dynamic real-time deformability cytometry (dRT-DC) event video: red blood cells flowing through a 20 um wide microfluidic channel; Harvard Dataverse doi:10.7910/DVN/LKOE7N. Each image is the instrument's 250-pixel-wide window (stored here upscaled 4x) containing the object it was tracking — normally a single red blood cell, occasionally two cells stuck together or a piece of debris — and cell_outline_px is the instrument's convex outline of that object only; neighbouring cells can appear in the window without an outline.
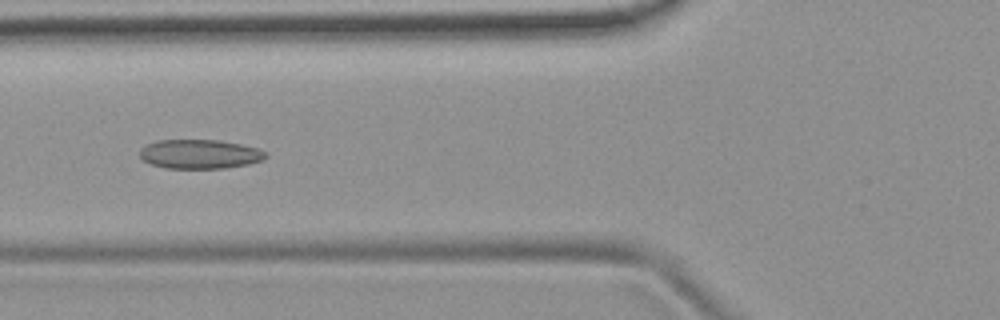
{"species": "common noctule bat (a hibernating species)", "species_latin": "Nyctalus noctula", "temperature_condition": "room temperature", "stored_images_in_passage": 7, "camera_frame_rate_fps": 3000, "um_per_image_px": 0.085, "animal": {"sex": "female", "body_mass_g": 19.9}, "frame": {"image": 1, "passage_image": 5, "time_ms": 1.333, "image_size_px": [1000, 320], "cell_outline_px": [[268, 156], [264, 160], [248, 164], [224, 168], [164, 168], [152, 164], [144, 160], [140, 156], [140, 148], [156, 140], [220, 140], [260, 148], [268, 152]], "centroid_in_image_um": [17.03, 13.09], "position_along_channel_um": 108.8, "area_um2": 21.56}}
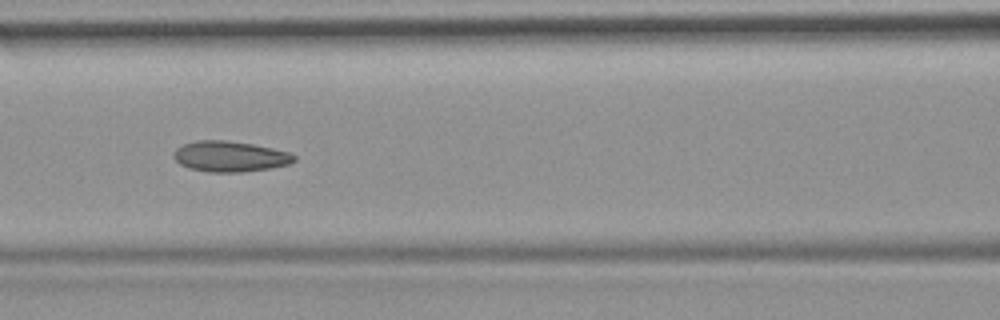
{"frame": {"image": 2, "passage_image": 6, "time_ms": 1.667, "image_size_px": [1000, 320], "cell_outline_px": [[296, 160], [288, 164], [272, 168], [244, 172], [208, 172], [188, 168], [180, 164], [172, 156], [172, 152], [176, 148], [184, 144], [196, 140], [224, 140], [252, 144], [272, 148], [288, 152], [296, 156]], "centroid_in_image_um": [19.52, 13.3], "position_along_channel_um": 147.1, "area_um2": 21.62}}
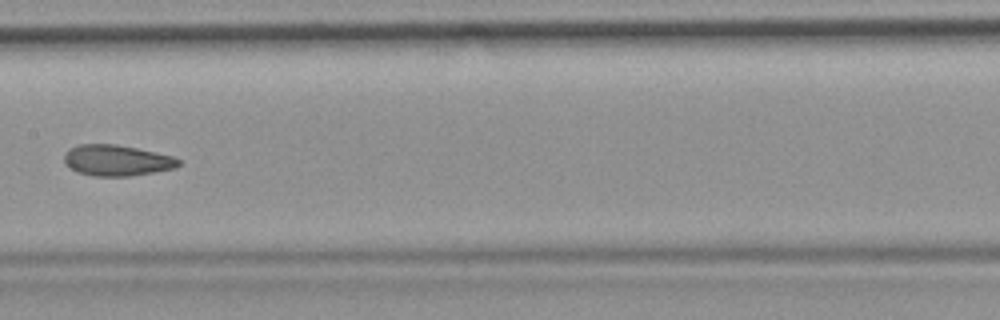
{"frame": {"image": 3, "passage_image": 7, "time_ms": 2.0, "image_size_px": [1000, 320], "cell_outline_px": [[180, 164], [176, 168], [128, 176], [92, 176], [76, 172], [64, 164], [64, 152], [68, 148], [80, 144], [116, 144], [136, 148], [172, 156], [180, 160]], "centroid_in_image_um": [9.86, 13.63], "position_along_channel_um": 197.5, "area_um2": 20.69}}